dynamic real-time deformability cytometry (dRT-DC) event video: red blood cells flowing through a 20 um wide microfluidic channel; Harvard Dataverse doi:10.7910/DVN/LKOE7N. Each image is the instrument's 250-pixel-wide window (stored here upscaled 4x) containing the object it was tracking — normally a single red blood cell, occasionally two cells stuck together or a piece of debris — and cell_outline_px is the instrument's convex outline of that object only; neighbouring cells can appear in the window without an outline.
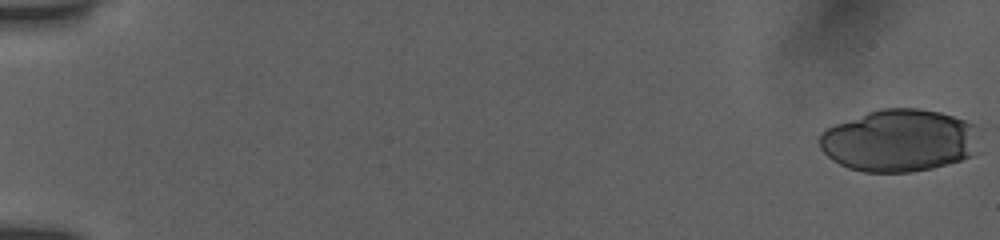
{"species": "human", "species_latin": "Homo sapiens", "temperature_condition": "room temperature", "stored_images_in_passage": 54, "camera_frame_rate_fps": 3000, "um_per_image_px": 0.085, "donor": {"sex": "female"}, "frame": {"image": 1, "passage_image": 1, "time_ms": 0.0, "image_size_px": [1000, 240], "cell_outline_px": [[976, 124], [972, 156], [948, 164], [932, 168], [912, 172], [864, 172], [848, 168], [832, 160], [820, 148], [820, 132], [836, 124], [868, 112], [880, 108], [920, 108], [940, 112]], "centroid_in_image_um": [76.4, 11.94], "position_along_channel_um": 8.6, "area_um2": 57.74}}